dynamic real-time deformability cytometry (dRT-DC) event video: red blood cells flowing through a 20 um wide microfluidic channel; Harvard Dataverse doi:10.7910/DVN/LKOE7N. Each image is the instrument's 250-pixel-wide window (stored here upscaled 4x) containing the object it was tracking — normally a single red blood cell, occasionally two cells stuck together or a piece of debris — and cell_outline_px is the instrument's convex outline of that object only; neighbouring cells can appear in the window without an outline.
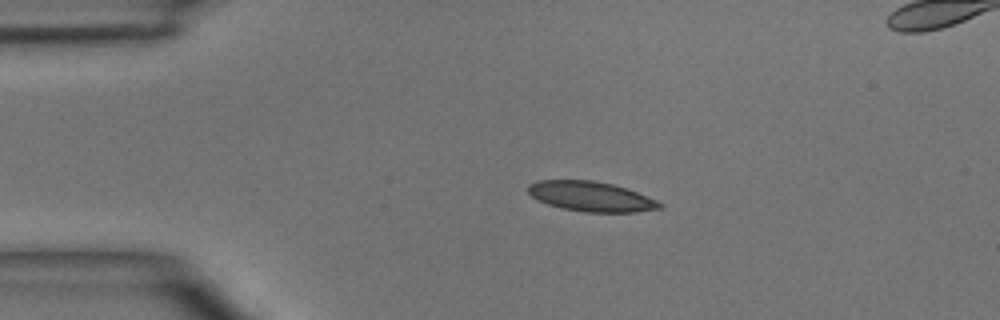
{"species": "common noctule bat (a hibernating species)", "species_latin": "Nyctalus noctula", "temperature_condition": "room temperature", "stored_images_in_passage": 4, "segment_of_instrument_passage": [1, 2], "camera_frame_rate_fps": 3000, "um_per_image_px": 0.085, "animal": {"sex": "male", "body_mass_g": 15.6}, "frame": {"image": 1, "passage_image": 2, "time_ms": 1.333, "image_size_px": [1000, 320], "cell_outline_px": [[664, 204], [660, 208], [636, 212], [584, 212], [564, 208], [548, 204], [536, 200], [528, 192], [528, 184], [536, 180], [592, 180], [612, 184], [636, 192], [656, 200]], "centroid_in_image_um": [50.2, 16.69], "position_along_channel_um": 34.8, "area_um2": 22.77}}